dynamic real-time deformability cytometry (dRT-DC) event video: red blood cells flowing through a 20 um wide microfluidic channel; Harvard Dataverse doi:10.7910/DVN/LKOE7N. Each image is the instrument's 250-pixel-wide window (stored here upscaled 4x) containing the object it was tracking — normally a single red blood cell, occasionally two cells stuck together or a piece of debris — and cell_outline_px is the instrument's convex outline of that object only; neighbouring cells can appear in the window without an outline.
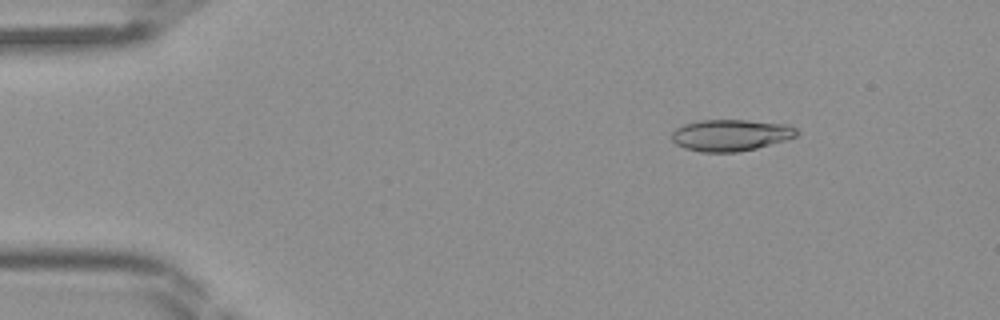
{"species": "Egyptian fruit bat (a non-hibernating species)", "species_latin": "Rousettus aegyptiacus", "temperature_condition": "room temperature", "stored_images_in_passage": 44, "camera_frame_rate_fps": 3000, "um_per_image_px": 0.085, "frame": {"image": 1, "passage_image": 6, "time_ms": 1.667, "image_size_px": [1000, 320], "cell_outline_px": [[800, 132], [796, 136], [788, 140], [756, 148], [736, 152], [700, 152], [684, 148], [676, 144], [672, 140], [672, 132], [676, 128], [684, 124], [700, 120], [748, 120], [788, 124], [796, 128]], "centroid_in_image_um": [62.13, 11.48], "position_along_channel_um": 22.9, "area_um2": 23.18}}
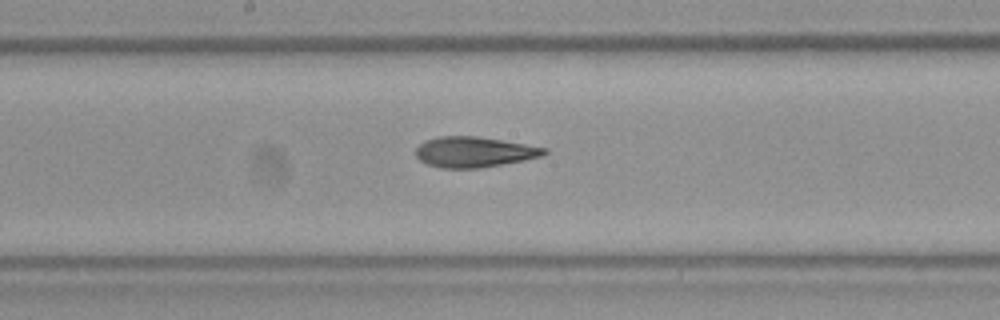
{"frame": {"image": 2, "passage_image": 23, "time_ms": 7.333, "image_size_px": [1000, 320], "cell_outline_px": [[548, 152], [544, 156], [524, 160], [480, 168], [440, 168], [428, 164], [420, 160], [416, 156], [416, 148], [424, 140], [440, 136], [476, 136], [548, 148]], "centroid_in_image_um": [40.3, 12.92], "position_along_channel_um": 207.9, "area_um2": 22.77}}
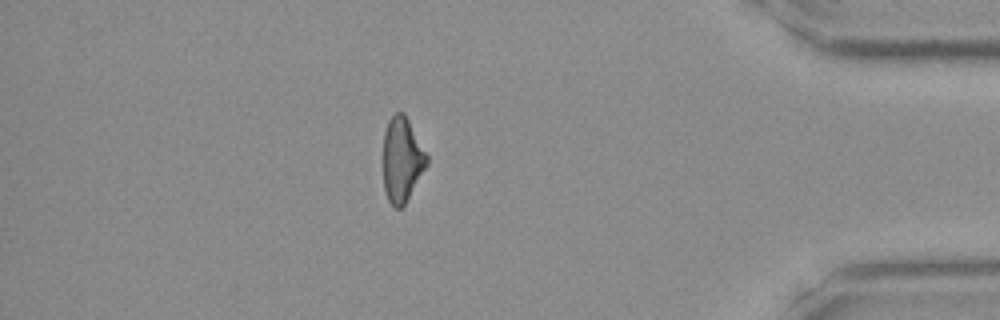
{"frame": {"image": 3, "passage_image": 38, "time_ms": 12.333, "image_size_px": [1000, 320], "cell_outline_px": [[428, 164], [404, 204], [400, 208], [392, 208], [384, 192], [384, 132], [388, 120], [396, 112], [404, 112], [428, 156]], "centroid_in_image_um": [34.16, 13.57], "position_along_channel_um": 401.0, "area_um2": 21.39}}